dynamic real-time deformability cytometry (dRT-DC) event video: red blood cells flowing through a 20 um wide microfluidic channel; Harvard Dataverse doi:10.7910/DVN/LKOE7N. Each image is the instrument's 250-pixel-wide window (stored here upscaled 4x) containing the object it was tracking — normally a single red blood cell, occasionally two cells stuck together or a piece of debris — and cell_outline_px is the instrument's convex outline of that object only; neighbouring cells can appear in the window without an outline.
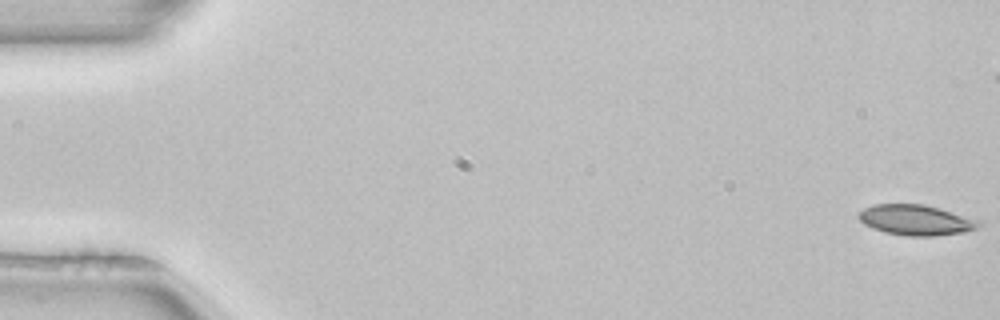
{"species": "common noctule bat (a hibernating species)", "species_latin": "Nyctalus noctula", "temperature_condition": "room temperature", "stored_images_in_passage": 53, "camera_frame_rate_fps": 3000, "um_per_image_px": 0.085, "animal": {"sex": "female", "body_mass_g": 22.7, "forearm_length_mm": 54.2}, "frame": {"image": 1, "passage_image": 1, "time_ms": 0.0, "image_size_px": [1000, 320], "cell_outline_px": [[984, 224], [976, 228], [964, 232], [936, 236], [904, 236], [884, 232], [872, 228], [864, 224], [856, 216], [864, 208], [872, 204], [924, 204], [940, 208], [980, 220]], "centroid_in_image_um": [77.86, 18.7], "position_along_channel_um": 7.1, "area_um2": 21.56}}
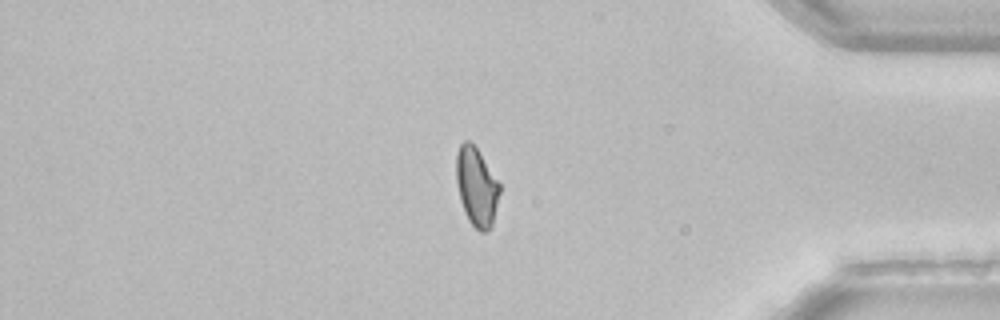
{"frame": {"image": 2, "passage_image": 44, "time_ms": 14.333, "image_size_px": [1000, 320], "cell_outline_px": [[500, 192], [492, 224], [488, 232], [480, 232], [468, 220], [460, 200], [456, 180], [456, 152], [460, 144], [464, 140], [468, 140], [476, 148], [500, 184]], "centroid_in_image_um": [40.49, 15.88], "position_along_channel_um": 394.7, "area_um2": 19.71}, "authors_computed_cell_mechanics": {"area_um2": 21.2126, "velocity_mm_per_s": 3.9753, "shape_relaxation_time_tau1_ms": 3.7125, "shape_relaxation_time_tau2_ms": null, "deformation_change_tau1": 0.1027, "deformation_change_tau2": null}}